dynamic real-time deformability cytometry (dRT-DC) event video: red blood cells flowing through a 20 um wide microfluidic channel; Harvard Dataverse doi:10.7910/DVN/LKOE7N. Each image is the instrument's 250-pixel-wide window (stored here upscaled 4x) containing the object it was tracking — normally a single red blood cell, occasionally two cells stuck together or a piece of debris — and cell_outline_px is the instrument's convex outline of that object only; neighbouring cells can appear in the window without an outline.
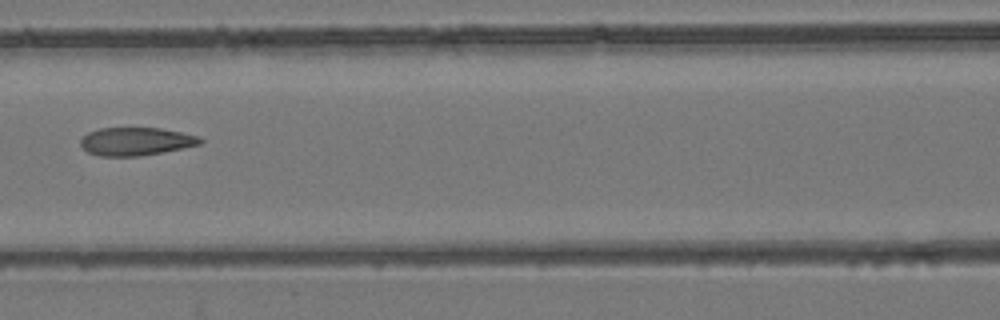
{"species": "common noctule bat (a hibernating species)", "species_latin": "Nyctalus noctula", "temperature_condition": "room temperature", "stored_images_in_passage": 6, "camera_frame_rate_fps": 3000, "um_per_image_px": 0.085, "animal": {"sex": "female", "body_mass_g": 24.6, "forearm_length_mm": 56.2}, "frame": {"image": 1, "passage_image": 6, "time_ms": 6.667, "image_size_px": [1000, 320], "cell_outline_px": [[204, 140], [200, 144], [140, 156], [100, 156], [88, 152], [80, 144], [80, 140], [88, 132], [100, 128], [160, 128], [200, 136]], "centroid_in_image_um": [11.54, 12.01], "position_along_channel_um": 155.1, "area_um2": 19.36}}